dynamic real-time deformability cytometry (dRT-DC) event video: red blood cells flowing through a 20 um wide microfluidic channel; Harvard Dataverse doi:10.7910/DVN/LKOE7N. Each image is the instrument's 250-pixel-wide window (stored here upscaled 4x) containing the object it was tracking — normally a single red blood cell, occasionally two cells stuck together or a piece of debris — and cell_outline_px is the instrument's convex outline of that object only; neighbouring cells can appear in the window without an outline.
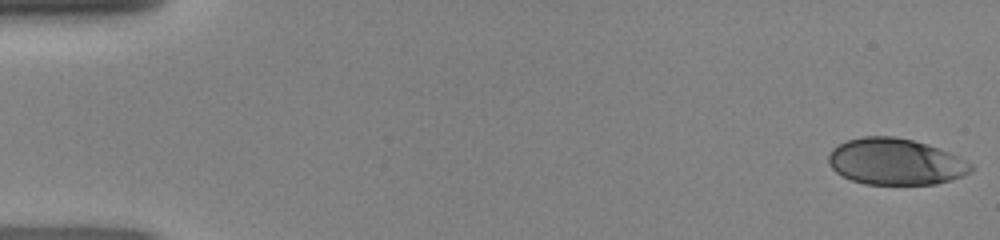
{"species": "human", "species_latin": "Homo sapiens", "temperature_condition": "room temperature", "stored_images_in_passage": 47, "camera_frame_rate_fps": 3000, "um_per_image_px": 0.085, "donor": {"sex": "female"}, "frame": {"image": 1, "passage_image": 1, "time_ms": 0.0, "image_size_px": [1000, 240], "cell_outline_px": [[976, 168], [972, 172], [964, 176], [952, 180], [936, 184], [864, 184], [852, 180], [836, 172], [828, 164], [828, 156], [832, 148], [848, 140], [864, 136], [892, 136], [912, 140], [928, 144], [948, 152], [972, 164]], "centroid_in_image_um": [76.14, 13.75], "position_along_channel_um": 8.9, "area_um2": 38.55}}
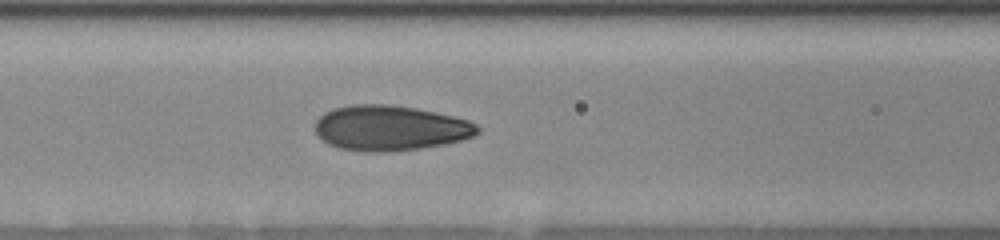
{"frame": {"image": 2, "passage_image": 20, "time_ms": 6.333, "image_size_px": [1000, 240], "cell_outline_px": [[480, 132], [476, 136], [444, 144], [420, 148], [388, 152], [368, 152], [340, 148], [328, 144], [316, 132], [316, 120], [324, 112], [332, 108], [352, 104], [388, 104], [416, 108], [452, 116], [468, 120], [476, 124], [480, 128]], "centroid_in_image_um": [33.17, 10.88], "position_along_channel_um": 133.4, "area_um2": 42.83}}
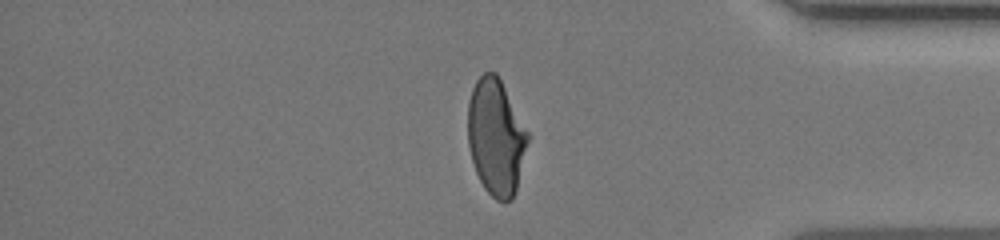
{"frame": {"image": 3, "passage_image": 40, "time_ms": 13.0, "image_size_px": [1000, 240], "cell_outline_px": [[528, 140], [516, 192], [512, 200], [504, 204], [496, 200], [484, 188], [476, 172], [472, 160], [468, 144], [468, 104], [472, 88], [476, 80], [484, 72], [496, 72], [528, 132]], "centroid_in_image_um": [42.14, 11.69], "position_along_channel_um": 393.1, "area_um2": 40.4}}